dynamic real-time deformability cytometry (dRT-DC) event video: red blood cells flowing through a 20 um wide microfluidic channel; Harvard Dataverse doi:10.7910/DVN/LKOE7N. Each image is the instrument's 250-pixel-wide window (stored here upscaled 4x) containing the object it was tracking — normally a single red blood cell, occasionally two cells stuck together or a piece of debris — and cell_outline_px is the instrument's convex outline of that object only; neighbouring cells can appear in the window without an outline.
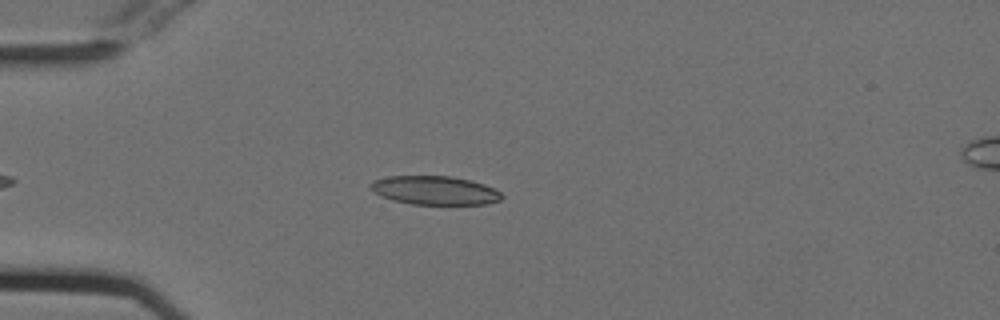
{"species": "Egyptian fruit bat (a non-hibernating species)", "species_latin": "Rousettus aegyptiacus", "temperature_condition": "cold", "stored_images_in_passage": 39, "camera_frame_rate_fps": 3000, "um_per_image_px": 0.085, "animal": {"sex": "female"}, "frame": {"image": 1, "passage_image": 7, "time_ms": 2.0, "image_size_px": [1000, 320], "cell_outline_px": [[504, 196], [500, 200], [488, 204], [412, 204], [392, 200], [368, 188], [368, 184], [372, 180], [388, 176], [452, 176], [484, 184], [500, 192]], "centroid_in_image_um": [36.93, 16.17], "position_along_channel_um": 48.1, "area_um2": 21.91}}
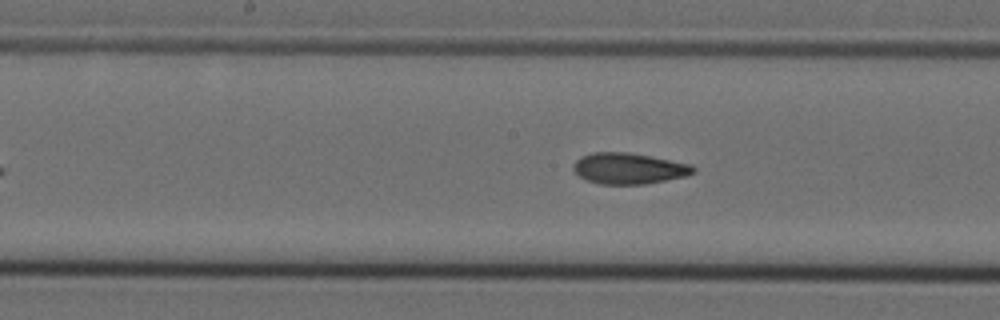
{"frame": {"image": 2, "passage_image": 20, "time_ms": 6.333, "image_size_px": [1000, 320], "cell_outline_px": [[696, 172], [684, 176], [644, 184], [600, 184], [588, 180], [580, 176], [572, 168], [576, 160], [580, 156], [592, 152], [628, 152], [692, 164], [696, 168]], "centroid_in_image_um": [53.45, 14.31], "position_along_channel_um": 194.8, "area_um2": 21.56}}
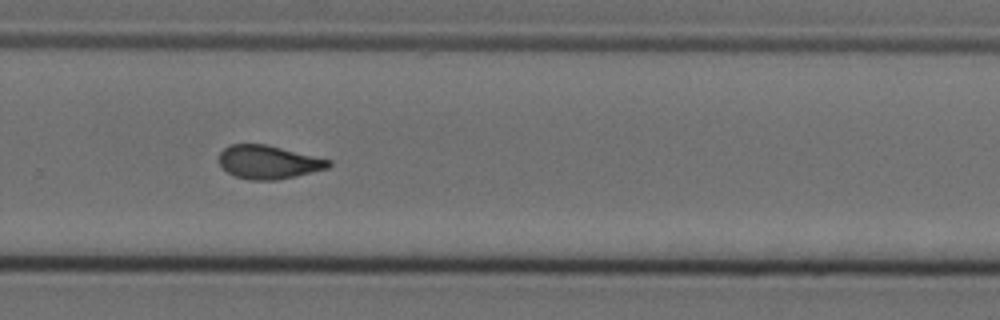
{"frame": {"image": 3, "passage_image": 29, "time_ms": 9.333, "image_size_px": [1000, 320], "cell_outline_px": [[332, 164], [328, 168], [276, 180], [248, 180], [236, 176], [228, 172], [220, 164], [220, 152], [228, 144], [264, 144], [332, 160]], "centroid_in_image_um": [22.81, 13.77], "position_along_channel_um": 307.0, "area_um2": 21.1}, "authors_computed_cell_mechanics": {"area_um2": 21.5594, "velocity_mm_per_s": 3.7615, "shape_relaxation_time_tau1_ms": 10.5612, "shape_relaxation_time_tau2_ms": 4.8154, "deformation_change_tau1": 0.2348, "deformation_change_tau2": 0.1024}}